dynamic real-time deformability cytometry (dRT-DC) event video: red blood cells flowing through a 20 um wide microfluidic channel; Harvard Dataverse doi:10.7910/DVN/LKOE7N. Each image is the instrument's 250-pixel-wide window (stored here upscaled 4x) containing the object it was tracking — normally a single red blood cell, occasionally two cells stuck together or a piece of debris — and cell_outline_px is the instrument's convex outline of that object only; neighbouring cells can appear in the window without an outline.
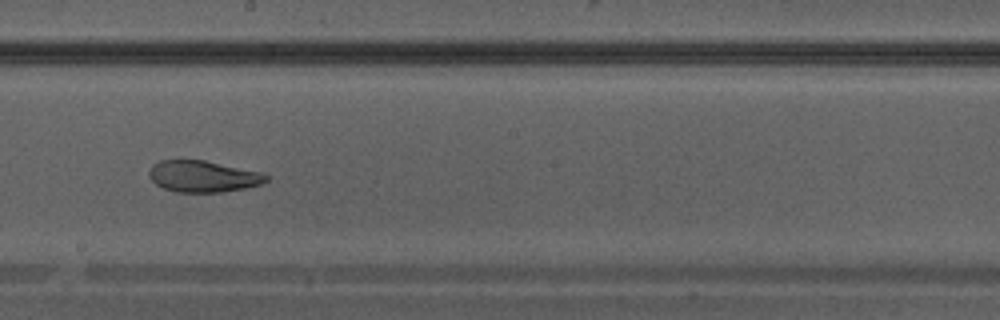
{"species": "Egyptian fruit bat (a non-hibernating species)", "species_latin": "Rousettus aegyptiacus", "temperature_condition": "warm", "stored_images_in_passage": 40, "camera_frame_rate_fps": 3000, "um_per_image_px": 0.085, "animal": {"sex": "male"}, "frame": {"image": 1, "passage_image": 23, "time_ms": 7.333, "image_size_px": [1000, 320], "cell_outline_px": [[268, 180], [260, 184], [244, 188], [220, 192], [176, 192], [164, 188], [156, 184], [152, 180], [148, 172], [152, 164], [160, 160], [204, 160], [264, 172], [268, 176]], "centroid_in_image_um": [17.27, 14.98], "position_along_channel_um": 230.9, "area_um2": 21.5}}